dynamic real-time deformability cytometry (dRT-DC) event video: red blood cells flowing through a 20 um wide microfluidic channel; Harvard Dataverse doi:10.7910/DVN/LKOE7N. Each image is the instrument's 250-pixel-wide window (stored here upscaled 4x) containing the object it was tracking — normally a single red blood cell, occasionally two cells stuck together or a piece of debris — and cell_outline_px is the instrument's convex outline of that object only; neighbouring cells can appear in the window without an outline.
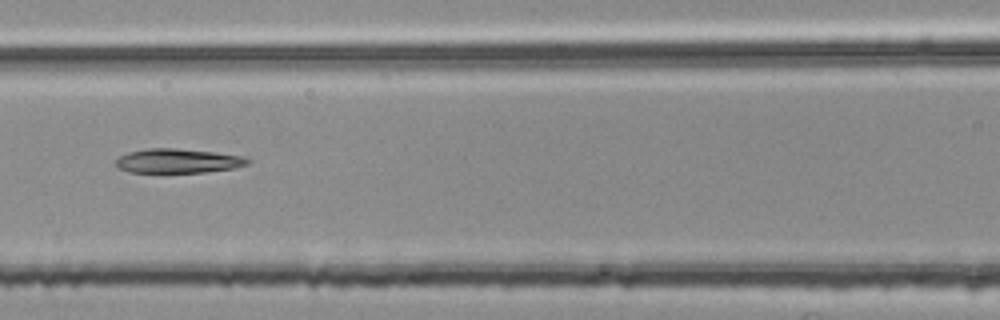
{"species": "common noctule bat (a hibernating species)", "species_latin": "Nyctalus noctula", "temperature_condition": "room temperature", "stored_images_in_passage": 7, "camera_frame_rate_fps": 3000, "um_per_image_px": 0.085, "animal": {"sex": "female", "body_mass_g": 25.1}, "frame": {"image": 1, "passage_image": 5, "time_ms": 1.333, "image_size_px": [1000, 320], "cell_outline_px": [[248, 164], [236, 168], [204, 172], [128, 172], [120, 168], [116, 164], [116, 160], [120, 156], [128, 152], [144, 148], [176, 148], [212, 152], [244, 156], [248, 160]], "centroid_in_image_um": [15.11, 13.67], "position_along_channel_um": 151.5, "area_um2": 18.55}}
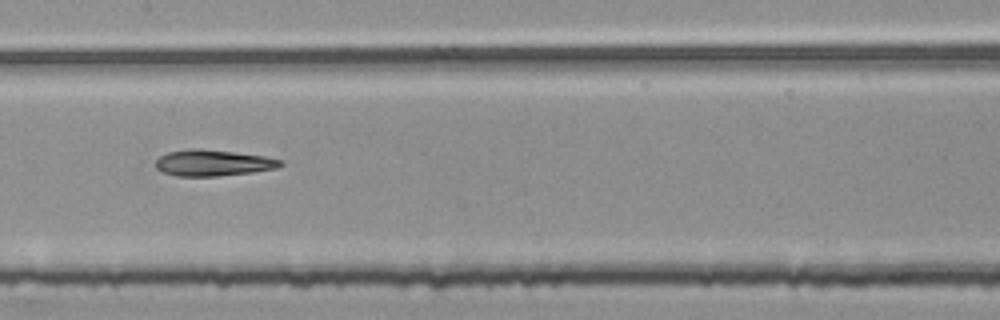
{"frame": {"image": 2, "passage_image": 6, "time_ms": 1.667, "image_size_px": [1000, 320], "cell_outline_px": [[284, 164], [276, 168], [252, 172], [216, 176], [176, 176], [164, 172], [156, 168], [156, 160], [160, 156], [168, 152], [188, 148], [200, 148], [264, 156], [284, 160]], "centroid_in_image_um": [18.11, 13.84], "position_along_channel_um": 189.3, "area_um2": 19.02}}
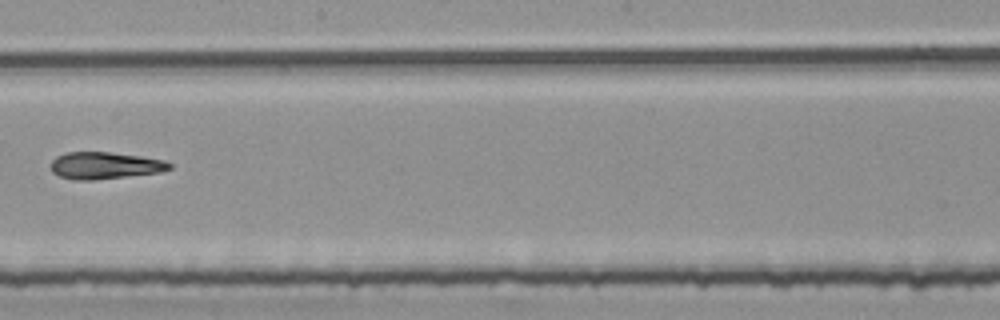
{"frame": {"image": 3, "passage_image": 7, "time_ms": 2.0, "image_size_px": [1000, 320], "cell_outline_px": [[172, 168], [160, 172], [92, 180], [72, 180], [60, 176], [52, 172], [48, 164], [56, 156], [64, 152], [112, 152], [140, 156], [164, 160], [172, 164]], "centroid_in_image_um": [8.86, 14.06], "position_along_channel_um": 239.3, "area_um2": 18.79}}